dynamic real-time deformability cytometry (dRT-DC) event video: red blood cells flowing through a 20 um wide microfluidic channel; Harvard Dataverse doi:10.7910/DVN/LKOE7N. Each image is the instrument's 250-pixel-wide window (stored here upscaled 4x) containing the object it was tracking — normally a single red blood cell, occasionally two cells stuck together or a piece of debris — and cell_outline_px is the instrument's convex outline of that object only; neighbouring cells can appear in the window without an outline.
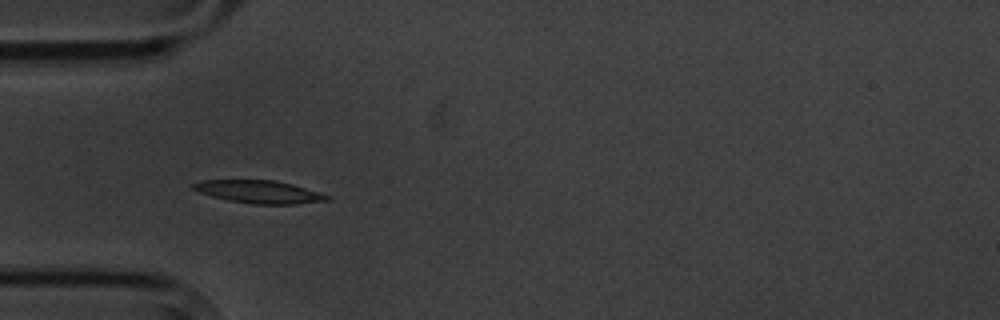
{"species": "common noctule bat (a hibernating species)", "species_latin": "Nyctalus noctula", "temperature_condition": "cold", "stored_images_in_passage": 5, "camera_frame_rate_fps": 3000, "um_per_image_px": 0.085, "animal": {"sex": "male", "body_mass_g": 20.1, "forearm_length_mm": 53.5}, "frame": {"image": 1, "passage_image": 4, "time_ms": 4.667, "image_size_px": [1000, 320], "cell_outline_px": [[332, 200], [296, 204], [252, 204], [228, 200], [212, 196], [200, 192], [192, 188], [192, 184], [200, 180], [272, 180], [292, 184], [332, 196]], "centroid_in_image_um": [22.06, 16.31], "position_along_channel_um": 62.9, "area_um2": 17.74}}
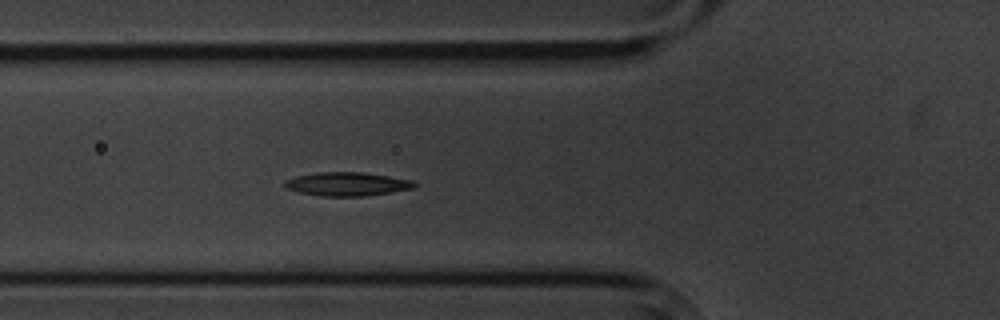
{"frame": {"image": 2, "passage_image": 5, "time_ms": 5.667, "image_size_px": [1000, 320], "cell_outline_px": [[420, 184], [412, 188], [364, 196], [320, 196], [300, 192], [288, 188], [284, 184], [284, 180], [296, 176], [316, 172], [364, 172], [412, 180]], "centroid_in_image_um": [29.5, 15.63], "position_along_channel_um": 96.3, "area_um2": 17.74}}